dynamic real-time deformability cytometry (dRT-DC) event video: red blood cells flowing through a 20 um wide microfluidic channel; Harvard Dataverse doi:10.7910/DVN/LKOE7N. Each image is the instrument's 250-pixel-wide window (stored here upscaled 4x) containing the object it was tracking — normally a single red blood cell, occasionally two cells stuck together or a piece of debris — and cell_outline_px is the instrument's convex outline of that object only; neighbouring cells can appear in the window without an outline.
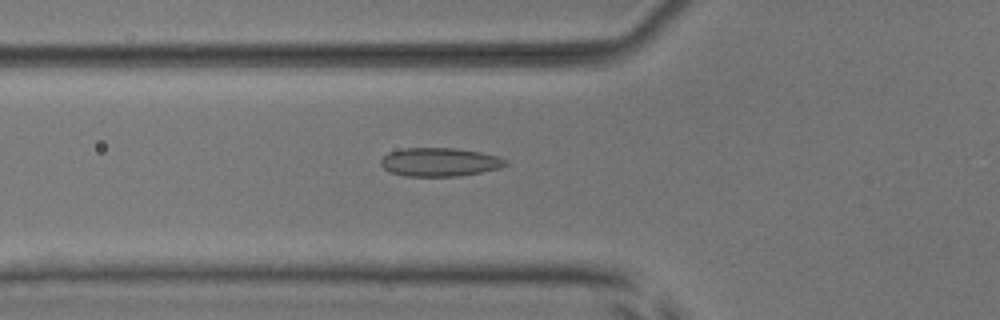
{"species": "common noctule bat (a hibernating species)", "species_latin": "Nyctalus noctula", "temperature_condition": "room temperature", "stored_images_in_passage": 47, "camera_frame_rate_fps": 3000, "um_per_image_px": 0.085, "animal": {"sex": "male", "body_mass_g": 17.9, "forearm_length_mm": 54.2}, "frame": {"image": 1, "passage_image": 13, "time_ms": 4.0, "image_size_px": [1000, 320], "cell_outline_px": [[508, 164], [500, 168], [460, 176], [404, 176], [388, 172], [380, 164], [380, 160], [388, 152], [404, 148], [456, 148], [480, 152], [500, 156], [508, 160]], "centroid_in_image_um": [37.38, 13.77], "position_along_channel_um": 88.4, "area_um2": 20.98}}
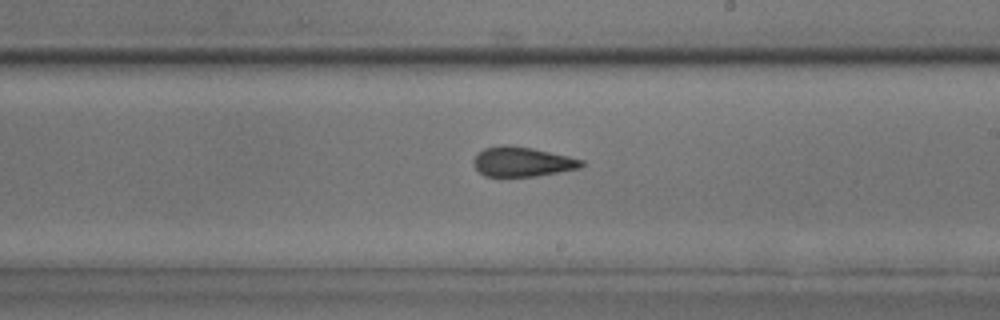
{"frame": {"image": 2, "passage_image": 25, "time_ms": 8.0, "image_size_px": [1000, 320], "cell_outline_px": [[584, 164], [580, 168], [536, 176], [484, 176], [476, 168], [472, 160], [484, 148], [500, 144], [508, 144], [532, 148], [568, 156], [584, 160]], "centroid_in_image_um": [44.38, 13.74], "position_along_channel_um": 244.6, "area_um2": 18.61}}
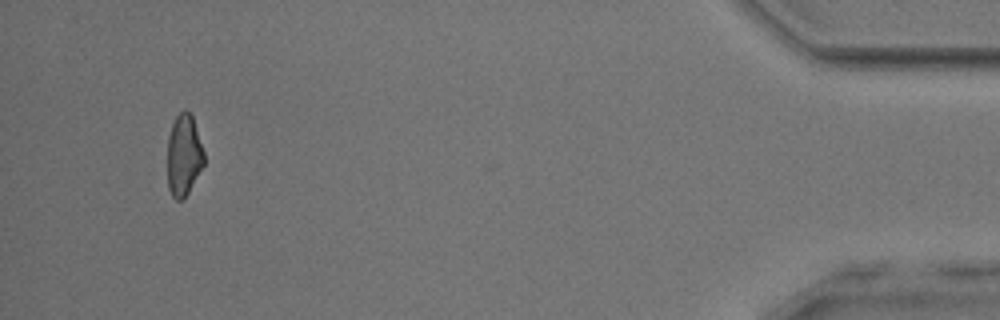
{"frame": {"image": 3, "passage_image": 44, "time_ms": 14.333, "image_size_px": [1000, 320], "cell_outline_px": [[204, 164], [184, 200], [176, 200], [172, 196], [168, 188], [168, 136], [172, 124], [176, 116], [184, 108], [192, 116], [204, 152]], "centroid_in_image_um": [15.62, 13.21], "position_along_channel_um": 419.6, "area_um2": 17.34}, "authors_computed_cell_mechanics": {"area_um2": 18.9584, "velocity_mm_per_s": 3.9135, "shape_relaxation_time_tau1_ms": null, "shape_relaxation_time_tau2_ms": 2.0371, "deformation_change_tau1": null, "deformation_change_tau2": 0.0978}}